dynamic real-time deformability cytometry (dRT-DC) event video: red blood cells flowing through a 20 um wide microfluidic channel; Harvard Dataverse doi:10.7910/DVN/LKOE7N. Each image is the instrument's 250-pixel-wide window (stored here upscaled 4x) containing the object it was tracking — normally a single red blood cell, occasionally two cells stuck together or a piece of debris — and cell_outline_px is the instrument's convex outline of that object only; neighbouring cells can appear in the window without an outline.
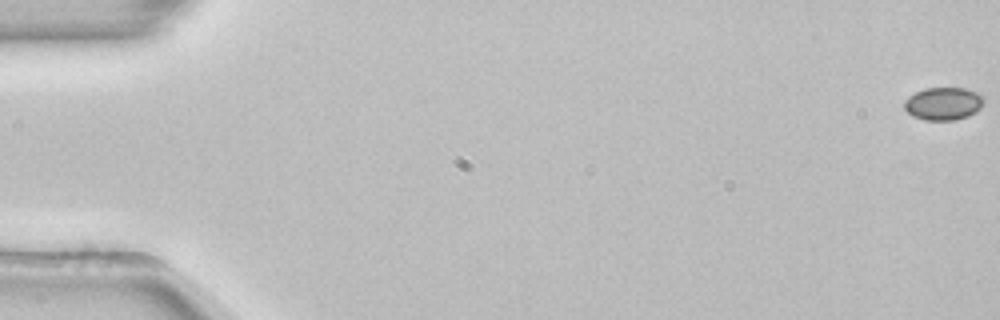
{"species": "common noctule bat (a hibernating species)", "species_latin": "Nyctalus noctula", "temperature_condition": "room temperature", "stored_images_in_passage": 55, "camera_frame_rate_fps": 3000, "um_per_image_px": 0.085, "animal": {"sex": "female", "body_mass_g": 22.7, "forearm_length_mm": 54.2}, "frame": {"image": 1, "passage_image": 1, "time_ms": 0.0, "image_size_px": [1000, 320], "cell_outline_px": [[984, 104], [976, 112], [968, 116], [956, 120], [924, 120], [912, 116], [904, 108], [904, 100], [908, 96], [924, 88], [964, 88], [976, 92], [984, 96]], "centroid_in_image_um": [80.19, 8.81], "position_along_channel_um": 4.8, "area_um2": 15.37}}
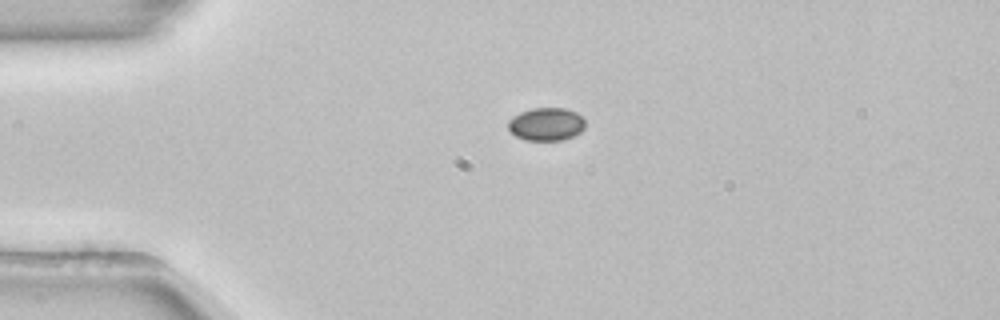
{"frame": {"image": 2, "passage_image": 14, "time_ms": 4.333, "image_size_px": [1000, 320], "cell_outline_px": [[584, 128], [580, 132], [564, 140], [524, 140], [516, 136], [508, 128], [508, 120], [512, 116], [520, 112], [532, 108], [564, 108], [576, 112], [584, 120]], "centroid_in_image_um": [46.41, 10.55], "position_along_channel_um": 38.6, "area_um2": 14.8}}
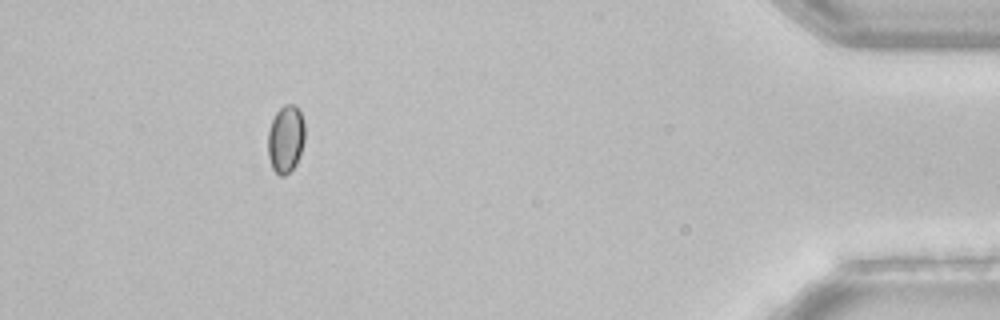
{"frame": {"image": 3, "passage_image": 50, "time_ms": 16.333, "image_size_px": [1000, 320], "cell_outline_px": [[304, 140], [296, 164], [284, 176], [280, 176], [272, 168], [268, 156], [268, 132], [272, 120], [276, 112], [284, 104], [296, 104], [300, 112], [304, 124]], "centroid_in_image_um": [24.27, 11.79], "position_along_channel_um": 410.9, "area_um2": 14.45}}